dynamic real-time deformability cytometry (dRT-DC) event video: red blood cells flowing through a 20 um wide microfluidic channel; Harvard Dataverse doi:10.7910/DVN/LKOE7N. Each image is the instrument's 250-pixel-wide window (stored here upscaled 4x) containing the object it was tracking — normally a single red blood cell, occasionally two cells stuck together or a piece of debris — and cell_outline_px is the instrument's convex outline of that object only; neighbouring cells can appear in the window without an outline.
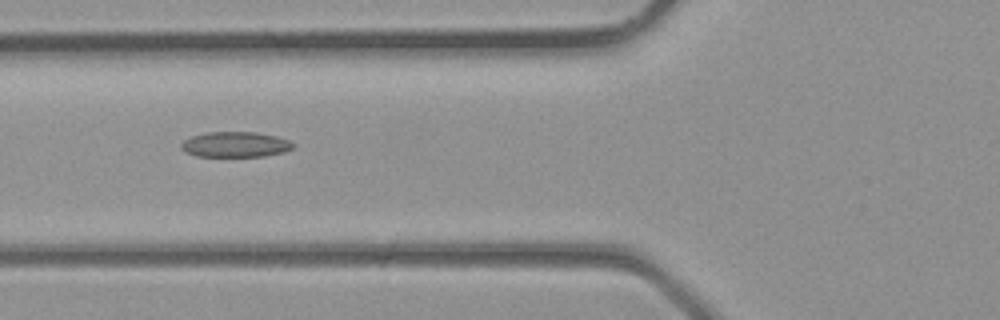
{"species": "common noctule bat (a hibernating species)", "species_latin": "Nyctalus noctula", "temperature_condition": "room temperature", "stored_images_in_passage": 4, "camera_frame_rate_fps": 3000, "um_per_image_px": 0.085, "animal": {"sex": "male", "body_mass_g": 23.1, "forearm_length_mm": 52.7}, "frame": {"image": 1, "passage_image": 4, "time_ms": 1.0, "image_size_px": [1000, 320], "cell_outline_px": [[296, 144], [292, 148], [284, 152], [264, 156], [196, 156], [184, 152], [180, 148], [180, 144], [184, 140], [192, 136], [208, 132], [256, 132], [276, 136], [288, 140]], "centroid_in_image_um": [19.99, 12.28], "position_along_channel_um": 105.8, "area_um2": 16.59}}